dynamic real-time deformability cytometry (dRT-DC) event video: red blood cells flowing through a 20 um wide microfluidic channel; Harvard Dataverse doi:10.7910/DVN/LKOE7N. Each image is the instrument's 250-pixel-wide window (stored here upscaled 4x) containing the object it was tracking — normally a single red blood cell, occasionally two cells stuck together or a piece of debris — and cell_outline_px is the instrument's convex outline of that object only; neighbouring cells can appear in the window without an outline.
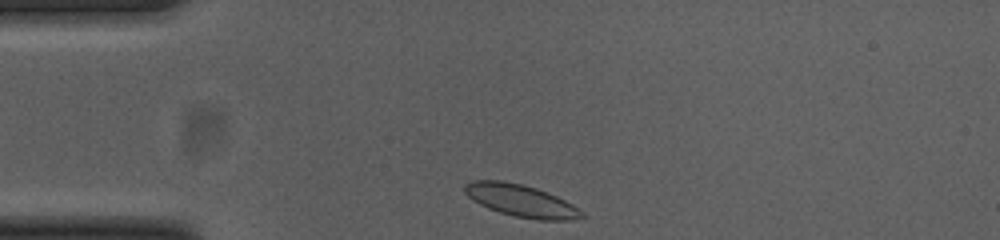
{"species": "common noctule bat (a hibernating species)", "species_latin": "Nyctalus noctula", "temperature_condition": "cold", "stored_images_in_passage": 33, "camera_frame_rate_fps": 3000, "um_per_image_px": 0.085, "animal": {"sex": "female", "body_mass_g": 23.0, "forearm_length_mm": 53.4}, "frame": {"image": 1, "passage_image": 1, "time_ms": 0.0, "image_size_px": [1000, 240], "cell_outline_px": [[588, 216], [568, 220], [540, 220], [516, 216], [500, 212], [488, 208], [472, 200], [464, 192], [464, 184], [472, 180], [504, 180], [536, 188], [548, 192], [572, 204], [584, 212]], "centroid_in_image_um": [44.28, 17.05], "position_along_channel_um": 40.7, "area_um2": 21.96}}
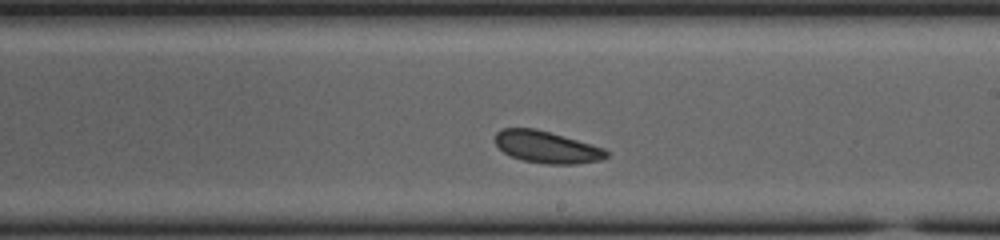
{"frame": {"image": 2, "passage_image": 20, "time_ms": 6.333, "image_size_px": [1000, 240], "cell_outline_px": [[608, 156], [600, 160], [576, 164], [548, 164], [524, 160], [512, 156], [504, 152], [496, 144], [496, 132], [504, 128], [536, 128], [604, 148], [608, 152]], "centroid_in_image_um": [46.48, 12.5], "position_along_channel_um": 242.5, "area_um2": 20.4}}
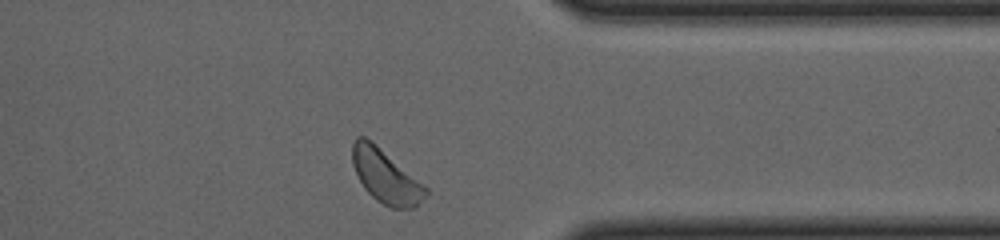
{"frame": {"image": 3, "passage_image": 32, "time_ms": 10.333, "image_size_px": [1000, 240], "cell_outline_px": [[428, 196], [416, 208], [392, 208], [376, 200], [364, 188], [352, 164], [352, 140], [356, 136], [364, 136], [428, 188]], "centroid_in_image_um": [32.79, 15.02], "position_along_channel_um": 378.6, "area_um2": 22.48}, "authors_computed_cell_mechanics": {"area_um2": 21.0392, "velocity_mm_per_s": 3.6111, "shape_relaxation_time_tau1_ms": 10.4019, "shape_relaxation_time_tau2_ms": 9.9065, "deformation_change_tau1": 0.2012, "deformation_change_tau2": 0.1078}}